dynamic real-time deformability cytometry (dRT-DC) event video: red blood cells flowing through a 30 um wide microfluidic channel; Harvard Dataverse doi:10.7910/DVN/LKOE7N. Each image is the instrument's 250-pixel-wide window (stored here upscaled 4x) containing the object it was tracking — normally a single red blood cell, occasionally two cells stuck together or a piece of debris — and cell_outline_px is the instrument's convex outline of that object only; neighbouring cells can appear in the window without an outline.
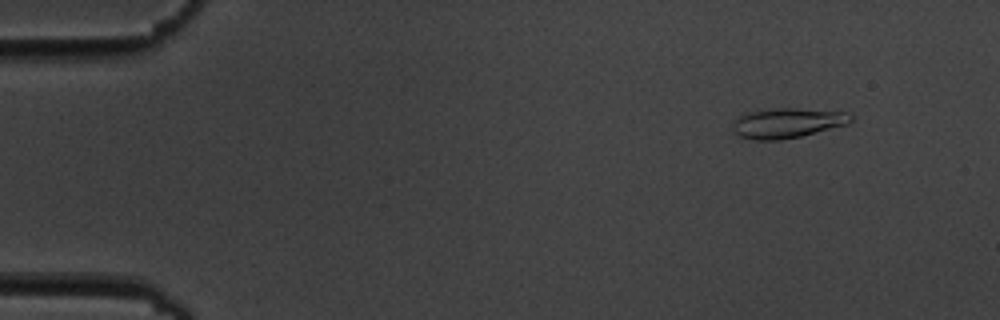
{"species": "common noctule bat (a hibernating species)", "species_latin": "Nyctalus noctula", "temperature_condition": "cold", "stored_images_in_passage": 8, "camera_frame_rate_fps": 3000, "um_per_image_px": 0.085, "animal": {"sex": "male", "body_mass_g": 19.5, "forearm_length_mm": 54.6}, "frame": {"image": 1, "passage_image": 2, "time_ms": 1.0, "image_size_px": [1000, 320], "cell_outline_px": [[852, 120], [848, 124], [800, 136], [780, 140], [756, 140], [740, 136], [732, 132], [732, 124], [744, 112], [776, 108], [796, 108], [844, 112], [852, 116]], "centroid_in_image_um": [66.88, 10.45], "position_along_channel_um": 18.1, "area_um2": 20.52}}
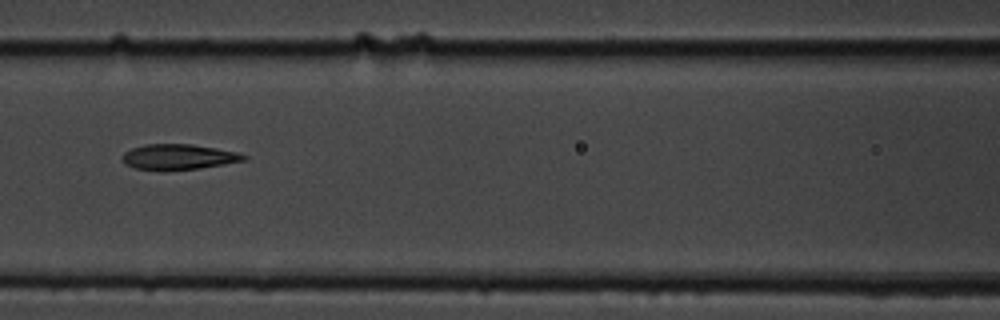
{"frame": {"image": 2, "passage_image": 7, "time_ms": 7.667, "image_size_px": [1000, 320], "cell_outline_px": [[248, 156], [244, 160], [224, 164], [200, 168], [136, 168], [124, 164], [120, 156], [124, 152], [132, 148], [144, 144], [192, 144], [216, 148], [236, 152]], "centroid_in_image_um": [15.15, 13.3], "position_along_channel_um": 151.4, "area_um2": 17.4}}
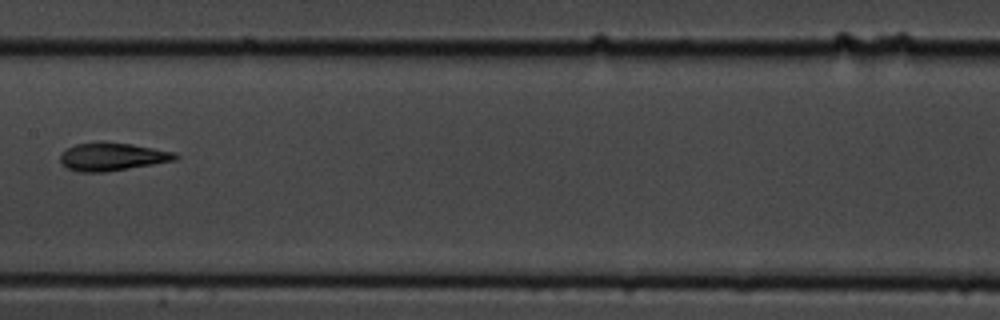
{"frame": {"image": 3, "passage_image": 8, "time_ms": 9.0, "image_size_px": [1000, 320], "cell_outline_px": [[180, 156], [176, 160], [104, 172], [76, 172], [68, 168], [60, 160], [60, 156], [68, 148], [76, 144], [100, 140], [132, 144], [176, 152]], "centroid_in_image_um": [9.56, 13.3], "position_along_channel_um": 197.8, "area_um2": 18.84}}